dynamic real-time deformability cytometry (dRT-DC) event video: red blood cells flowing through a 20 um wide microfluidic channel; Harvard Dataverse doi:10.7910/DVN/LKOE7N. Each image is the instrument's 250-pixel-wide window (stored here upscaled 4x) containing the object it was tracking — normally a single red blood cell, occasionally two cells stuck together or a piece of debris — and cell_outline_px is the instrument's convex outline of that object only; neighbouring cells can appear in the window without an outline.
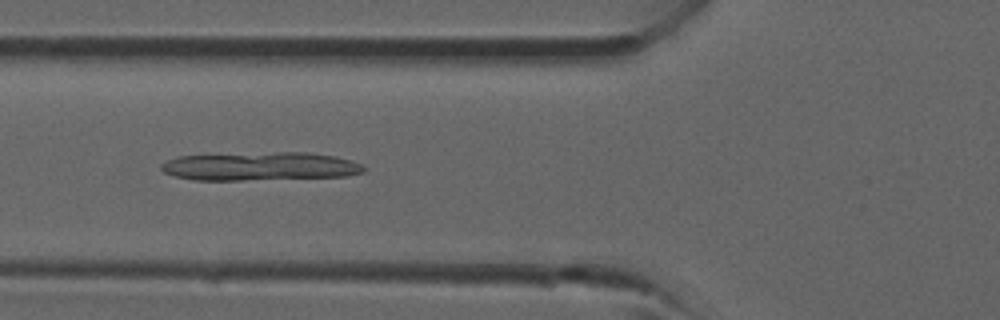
{"species": "common noctule bat (a hibernating species)", "species_latin": "Nyctalus noctula", "temperature_condition": "room temperature", "stored_images_in_passage": 12, "camera_frame_rate_fps": 3000, "um_per_image_px": 0.085, "animal": {"sex": "male", "forearm_length_mm": 52.5}, "frame": {"image": 1, "passage_image": 10, "time_ms": 3.0, "image_size_px": [1000, 320], "cell_outline_px": [[368, 168], [364, 172], [348, 176], [240, 180], [192, 180], [176, 176], [164, 172], [160, 168], [160, 164], [168, 160], [180, 156], [276, 152], [308, 152], [336, 156], [352, 160]], "centroid_in_image_um": [22.16, 14.14], "position_along_channel_um": 103.6, "area_um2": 33.52}}
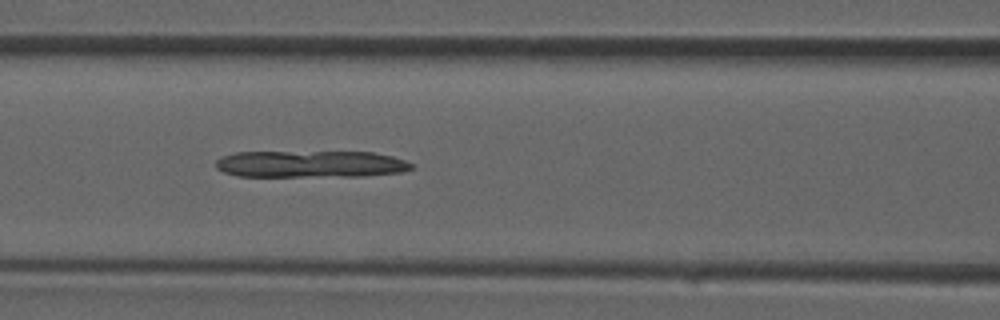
{"frame": {"image": 2, "passage_image": 12, "time_ms": 3.667, "image_size_px": [1000, 320], "cell_outline_px": [[412, 168], [404, 172], [364, 176], [236, 176], [224, 172], [216, 168], [216, 160], [224, 156], [236, 152], [372, 152], [392, 156], [404, 160], [412, 164]], "centroid_in_image_um": [26.41, 13.95], "position_along_channel_um": 140.2, "area_um2": 30.63}}